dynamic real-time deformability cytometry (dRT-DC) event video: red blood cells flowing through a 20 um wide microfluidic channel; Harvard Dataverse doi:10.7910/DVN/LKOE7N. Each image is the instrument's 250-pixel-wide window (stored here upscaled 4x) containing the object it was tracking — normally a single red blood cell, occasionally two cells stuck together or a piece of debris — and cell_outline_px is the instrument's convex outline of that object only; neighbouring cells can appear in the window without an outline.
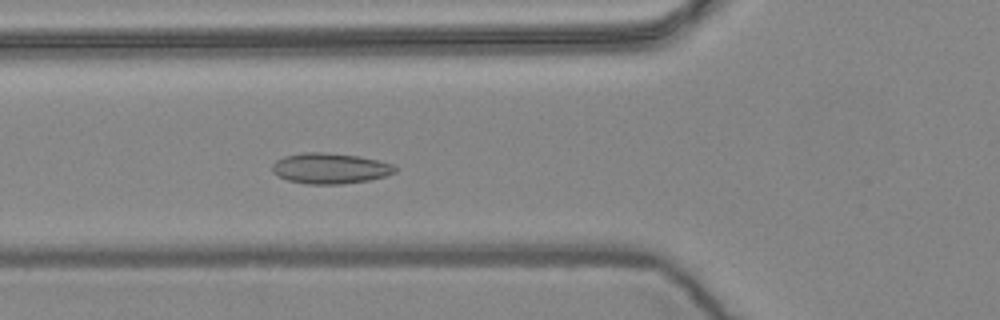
{"species": "common noctule bat (a hibernating species)", "species_latin": "Nyctalus noctula", "temperature_condition": "warm", "stored_images_in_passage": 50, "camera_frame_rate_fps": 3000, "um_per_image_px": 0.085, "animal": {"sex": "female", "body_mass_g": 24.6, "forearm_length_mm": 56.2}, "frame": {"image": 1, "passage_image": 14, "time_ms": 4.333, "image_size_px": [1000, 320], "cell_outline_px": [[400, 168], [396, 172], [384, 176], [368, 180], [344, 184], [308, 184], [288, 180], [276, 176], [272, 172], [272, 164], [276, 160], [284, 156], [304, 152], [324, 152], [360, 156], [380, 160], [392, 164]], "centroid_in_image_um": [28.07, 14.3], "position_along_channel_um": 97.7, "area_um2": 22.2}}
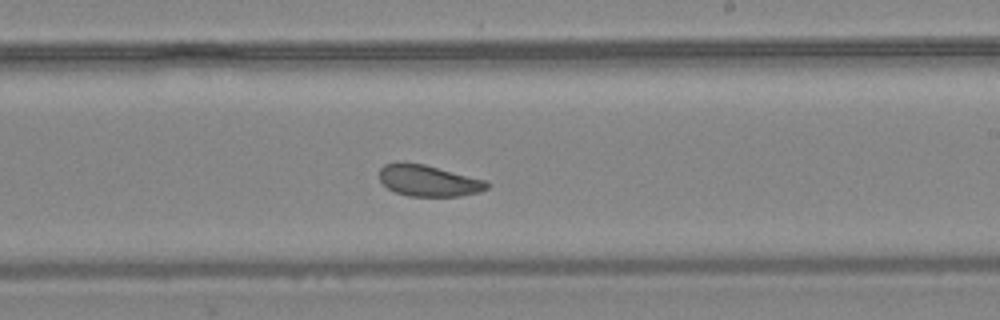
{"frame": {"image": 2, "passage_image": 27, "time_ms": 8.667, "image_size_px": [1000, 320], "cell_outline_px": [[492, 184], [488, 188], [480, 192], [460, 196], [408, 196], [396, 192], [388, 188], [380, 180], [380, 168], [384, 164], [396, 160], [400, 160], [424, 164], [488, 180]], "centroid_in_image_um": [36.45, 15.33], "position_along_channel_um": 252.6, "area_um2": 20.11}}
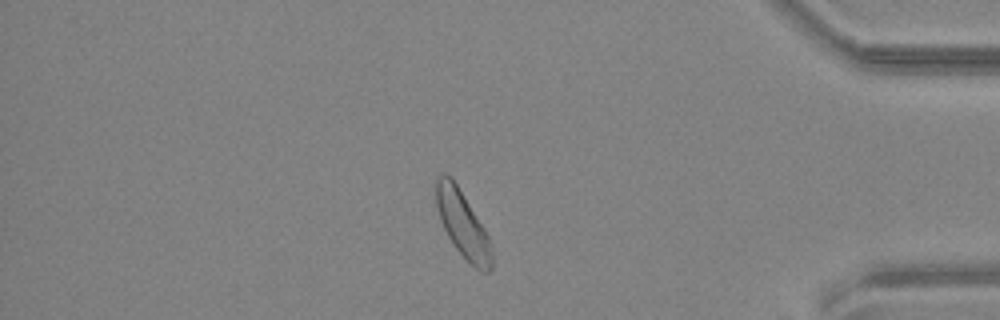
{"frame": {"image": 3, "passage_image": 42, "time_ms": 13.667, "image_size_px": [1000, 320], "cell_outline_px": [[492, 268], [488, 272], [480, 272], [452, 244], [440, 220], [436, 204], [436, 180], [444, 172], [452, 176], [484, 228], [492, 244]], "centroid_in_image_um": [39.34, 19.05], "position_along_channel_um": 395.9, "area_um2": 21.39}, "authors_computed_cell_mechanics": {"area_um2": 21.2993, "velocity_mm_per_s": 3.5776, "shape_relaxation_time_tau1_ms": 5.0104, "shape_relaxation_time_tau2_ms": 3.9685, "deformation_change_tau1": 0.0713, "deformation_change_tau2": 0.0883}}